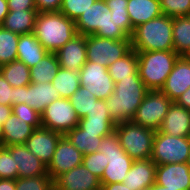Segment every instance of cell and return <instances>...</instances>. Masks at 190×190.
<instances>
[{
    "mask_svg": "<svg viewBox=\"0 0 190 190\" xmlns=\"http://www.w3.org/2000/svg\"><path fill=\"white\" fill-rule=\"evenodd\" d=\"M148 91L139 75L115 83L114 92L105 100L112 120L116 124L131 121Z\"/></svg>",
    "mask_w": 190,
    "mask_h": 190,
    "instance_id": "obj_1",
    "label": "cell"
},
{
    "mask_svg": "<svg viewBox=\"0 0 190 190\" xmlns=\"http://www.w3.org/2000/svg\"><path fill=\"white\" fill-rule=\"evenodd\" d=\"M33 34L48 52L53 53L78 35L75 21L60 11L38 12Z\"/></svg>",
    "mask_w": 190,
    "mask_h": 190,
    "instance_id": "obj_2",
    "label": "cell"
},
{
    "mask_svg": "<svg viewBox=\"0 0 190 190\" xmlns=\"http://www.w3.org/2000/svg\"><path fill=\"white\" fill-rule=\"evenodd\" d=\"M80 35H96L114 40L131 39L111 15L105 0H97L75 21Z\"/></svg>",
    "mask_w": 190,
    "mask_h": 190,
    "instance_id": "obj_3",
    "label": "cell"
},
{
    "mask_svg": "<svg viewBox=\"0 0 190 190\" xmlns=\"http://www.w3.org/2000/svg\"><path fill=\"white\" fill-rule=\"evenodd\" d=\"M173 18L161 15L134 28L131 49L134 51H169L173 45Z\"/></svg>",
    "mask_w": 190,
    "mask_h": 190,
    "instance_id": "obj_4",
    "label": "cell"
},
{
    "mask_svg": "<svg viewBox=\"0 0 190 190\" xmlns=\"http://www.w3.org/2000/svg\"><path fill=\"white\" fill-rule=\"evenodd\" d=\"M138 72L149 91H160L179 55L169 51H137Z\"/></svg>",
    "mask_w": 190,
    "mask_h": 190,
    "instance_id": "obj_5",
    "label": "cell"
},
{
    "mask_svg": "<svg viewBox=\"0 0 190 190\" xmlns=\"http://www.w3.org/2000/svg\"><path fill=\"white\" fill-rule=\"evenodd\" d=\"M121 148L133 160L149 159L152 154L153 139L156 131L131 121L115 126Z\"/></svg>",
    "mask_w": 190,
    "mask_h": 190,
    "instance_id": "obj_6",
    "label": "cell"
},
{
    "mask_svg": "<svg viewBox=\"0 0 190 190\" xmlns=\"http://www.w3.org/2000/svg\"><path fill=\"white\" fill-rule=\"evenodd\" d=\"M98 151L105 153L107 164L100 179L101 184L123 183L134 160L121 148L115 131L102 138Z\"/></svg>",
    "mask_w": 190,
    "mask_h": 190,
    "instance_id": "obj_7",
    "label": "cell"
},
{
    "mask_svg": "<svg viewBox=\"0 0 190 190\" xmlns=\"http://www.w3.org/2000/svg\"><path fill=\"white\" fill-rule=\"evenodd\" d=\"M190 152V137H175L156 131L151 160L156 165L186 163Z\"/></svg>",
    "mask_w": 190,
    "mask_h": 190,
    "instance_id": "obj_8",
    "label": "cell"
},
{
    "mask_svg": "<svg viewBox=\"0 0 190 190\" xmlns=\"http://www.w3.org/2000/svg\"><path fill=\"white\" fill-rule=\"evenodd\" d=\"M131 50V39H108L86 35V59L108 67Z\"/></svg>",
    "mask_w": 190,
    "mask_h": 190,
    "instance_id": "obj_9",
    "label": "cell"
},
{
    "mask_svg": "<svg viewBox=\"0 0 190 190\" xmlns=\"http://www.w3.org/2000/svg\"><path fill=\"white\" fill-rule=\"evenodd\" d=\"M172 103L161 91H148L132 121L158 131Z\"/></svg>",
    "mask_w": 190,
    "mask_h": 190,
    "instance_id": "obj_10",
    "label": "cell"
},
{
    "mask_svg": "<svg viewBox=\"0 0 190 190\" xmlns=\"http://www.w3.org/2000/svg\"><path fill=\"white\" fill-rule=\"evenodd\" d=\"M79 120L71 102L65 98L54 100L41 114L42 127L62 135L75 128Z\"/></svg>",
    "mask_w": 190,
    "mask_h": 190,
    "instance_id": "obj_11",
    "label": "cell"
},
{
    "mask_svg": "<svg viewBox=\"0 0 190 190\" xmlns=\"http://www.w3.org/2000/svg\"><path fill=\"white\" fill-rule=\"evenodd\" d=\"M80 86L86 87L96 98L106 100L113 92L115 83L106 66L87 61L79 70Z\"/></svg>",
    "mask_w": 190,
    "mask_h": 190,
    "instance_id": "obj_12",
    "label": "cell"
},
{
    "mask_svg": "<svg viewBox=\"0 0 190 190\" xmlns=\"http://www.w3.org/2000/svg\"><path fill=\"white\" fill-rule=\"evenodd\" d=\"M83 154L63 135L57 144L52 161L47 166L48 175L54 181L61 174L82 164Z\"/></svg>",
    "mask_w": 190,
    "mask_h": 190,
    "instance_id": "obj_13",
    "label": "cell"
},
{
    "mask_svg": "<svg viewBox=\"0 0 190 190\" xmlns=\"http://www.w3.org/2000/svg\"><path fill=\"white\" fill-rule=\"evenodd\" d=\"M62 136L59 132L40 127L34 130L24 145L48 166L52 161L57 144Z\"/></svg>",
    "mask_w": 190,
    "mask_h": 190,
    "instance_id": "obj_14",
    "label": "cell"
},
{
    "mask_svg": "<svg viewBox=\"0 0 190 190\" xmlns=\"http://www.w3.org/2000/svg\"><path fill=\"white\" fill-rule=\"evenodd\" d=\"M53 184L59 190H101L100 179L83 164L61 174Z\"/></svg>",
    "mask_w": 190,
    "mask_h": 190,
    "instance_id": "obj_15",
    "label": "cell"
},
{
    "mask_svg": "<svg viewBox=\"0 0 190 190\" xmlns=\"http://www.w3.org/2000/svg\"><path fill=\"white\" fill-rule=\"evenodd\" d=\"M189 87L190 59L187 56H179L160 91L175 102Z\"/></svg>",
    "mask_w": 190,
    "mask_h": 190,
    "instance_id": "obj_16",
    "label": "cell"
},
{
    "mask_svg": "<svg viewBox=\"0 0 190 190\" xmlns=\"http://www.w3.org/2000/svg\"><path fill=\"white\" fill-rule=\"evenodd\" d=\"M155 183L167 189L190 190V167L187 162L157 165Z\"/></svg>",
    "mask_w": 190,
    "mask_h": 190,
    "instance_id": "obj_17",
    "label": "cell"
},
{
    "mask_svg": "<svg viewBox=\"0 0 190 190\" xmlns=\"http://www.w3.org/2000/svg\"><path fill=\"white\" fill-rule=\"evenodd\" d=\"M5 148L14 157V162L18 166L19 177L29 178L48 175L46 164L30 152L24 144L6 146Z\"/></svg>",
    "mask_w": 190,
    "mask_h": 190,
    "instance_id": "obj_18",
    "label": "cell"
},
{
    "mask_svg": "<svg viewBox=\"0 0 190 190\" xmlns=\"http://www.w3.org/2000/svg\"><path fill=\"white\" fill-rule=\"evenodd\" d=\"M60 68L75 71L80 70L87 62L86 36L78 34L55 52Z\"/></svg>",
    "mask_w": 190,
    "mask_h": 190,
    "instance_id": "obj_19",
    "label": "cell"
},
{
    "mask_svg": "<svg viewBox=\"0 0 190 190\" xmlns=\"http://www.w3.org/2000/svg\"><path fill=\"white\" fill-rule=\"evenodd\" d=\"M156 166L151 158L134 160L123 183L130 190H148L155 183Z\"/></svg>",
    "mask_w": 190,
    "mask_h": 190,
    "instance_id": "obj_20",
    "label": "cell"
},
{
    "mask_svg": "<svg viewBox=\"0 0 190 190\" xmlns=\"http://www.w3.org/2000/svg\"><path fill=\"white\" fill-rule=\"evenodd\" d=\"M158 131L175 137H190V110L173 102Z\"/></svg>",
    "mask_w": 190,
    "mask_h": 190,
    "instance_id": "obj_21",
    "label": "cell"
},
{
    "mask_svg": "<svg viewBox=\"0 0 190 190\" xmlns=\"http://www.w3.org/2000/svg\"><path fill=\"white\" fill-rule=\"evenodd\" d=\"M60 95L57 88L52 83H30L24 86L25 104L31 106L39 114H42L51 102L59 99Z\"/></svg>",
    "mask_w": 190,
    "mask_h": 190,
    "instance_id": "obj_22",
    "label": "cell"
},
{
    "mask_svg": "<svg viewBox=\"0 0 190 190\" xmlns=\"http://www.w3.org/2000/svg\"><path fill=\"white\" fill-rule=\"evenodd\" d=\"M2 146L25 144L35 128L30 125V120H23L13 113L2 125Z\"/></svg>",
    "mask_w": 190,
    "mask_h": 190,
    "instance_id": "obj_23",
    "label": "cell"
},
{
    "mask_svg": "<svg viewBox=\"0 0 190 190\" xmlns=\"http://www.w3.org/2000/svg\"><path fill=\"white\" fill-rule=\"evenodd\" d=\"M127 11L133 28L162 15L160 0H128Z\"/></svg>",
    "mask_w": 190,
    "mask_h": 190,
    "instance_id": "obj_24",
    "label": "cell"
},
{
    "mask_svg": "<svg viewBox=\"0 0 190 190\" xmlns=\"http://www.w3.org/2000/svg\"><path fill=\"white\" fill-rule=\"evenodd\" d=\"M48 51L42 46L33 33L19 35L17 45V60L29 68L42 60Z\"/></svg>",
    "mask_w": 190,
    "mask_h": 190,
    "instance_id": "obj_25",
    "label": "cell"
},
{
    "mask_svg": "<svg viewBox=\"0 0 190 190\" xmlns=\"http://www.w3.org/2000/svg\"><path fill=\"white\" fill-rule=\"evenodd\" d=\"M37 13V10H9L1 26L19 35L33 33Z\"/></svg>",
    "mask_w": 190,
    "mask_h": 190,
    "instance_id": "obj_26",
    "label": "cell"
},
{
    "mask_svg": "<svg viewBox=\"0 0 190 190\" xmlns=\"http://www.w3.org/2000/svg\"><path fill=\"white\" fill-rule=\"evenodd\" d=\"M111 133H91L81 129L78 125L68 131L65 136L83 155L95 153L103 137Z\"/></svg>",
    "mask_w": 190,
    "mask_h": 190,
    "instance_id": "obj_27",
    "label": "cell"
},
{
    "mask_svg": "<svg viewBox=\"0 0 190 190\" xmlns=\"http://www.w3.org/2000/svg\"><path fill=\"white\" fill-rule=\"evenodd\" d=\"M60 69L59 61L55 53L48 52L40 62L30 68L32 83H50Z\"/></svg>",
    "mask_w": 190,
    "mask_h": 190,
    "instance_id": "obj_28",
    "label": "cell"
},
{
    "mask_svg": "<svg viewBox=\"0 0 190 190\" xmlns=\"http://www.w3.org/2000/svg\"><path fill=\"white\" fill-rule=\"evenodd\" d=\"M107 68L114 83L131 78V75H139L137 51L131 49L125 56L114 61Z\"/></svg>",
    "mask_w": 190,
    "mask_h": 190,
    "instance_id": "obj_29",
    "label": "cell"
},
{
    "mask_svg": "<svg viewBox=\"0 0 190 190\" xmlns=\"http://www.w3.org/2000/svg\"><path fill=\"white\" fill-rule=\"evenodd\" d=\"M173 45L174 51L179 56L190 53V16L173 18Z\"/></svg>",
    "mask_w": 190,
    "mask_h": 190,
    "instance_id": "obj_30",
    "label": "cell"
},
{
    "mask_svg": "<svg viewBox=\"0 0 190 190\" xmlns=\"http://www.w3.org/2000/svg\"><path fill=\"white\" fill-rule=\"evenodd\" d=\"M0 73L14 88L23 87L31 83L30 68L19 60L1 65Z\"/></svg>",
    "mask_w": 190,
    "mask_h": 190,
    "instance_id": "obj_31",
    "label": "cell"
},
{
    "mask_svg": "<svg viewBox=\"0 0 190 190\" xmlns=\"http://www.w3.org/2000/svg\"><path fill=\"white\" fill-rule=\"evenodd\" d=\"M51 83L57 88L60 98L68 99L80 87L79 70L69 71L60 68Z\"/></svg>",
    "mask_w": 190,
    "mask_h": 190,
    "instance_id": "obj_32",
    "label": "cell"
},
{
    "mask_svg": "<svg viewBox=\"0 0 190 190\" xmlns=\"http://www.w3.org/2000/svg\"><path fill=\"white\" fill-rule=\"evenodd\" d=\"M19 34L0 26V66L17 60Z\"/></svg>",
    "mask_w": 190,
    "mask_h": 190,
    "instance_id": "obj_33",
    "label": "cell"
},
{
    "mask_svg": "<svg viewBox=\"0 0 190 190\" xmlns=\"http://www.w3.org/2000/svg\"><path fill=\"white\" fill-rule=\"evenodd\" d=\"M120 28L131 37L134 31L127 11L128 0H105Z\"/></svg>",
    "mask_w": 190,
    "mask_h": 190,
    "instance_id": "obj_34",
    "label": "cell"
},
{
    "mask_svg": "<svg viewBox=\"0 0 190 190\" xmlns=\"http://www.w3.org/2000/svg\"><path fill=\"white\" fill-rule=\"evenodd\" d=\"M93 98H96L86 87L80 86L79 89L68 99L71 102L79 119L84 118L92 107Z\"/></svg>",
    "mask_w": 190,
    "mask_h": 190,
    "instance_id": "obj_35",
    "label": "cell"
},
{
    "mask_svg": "<svg viewBox=\"0 0 190 190\" xmlns=\"http://www.w3.org/2000/svg\"><path fill=\"white\" fill-rule=\"evenodd\" d=\"M54 186L49 175L16 179V190H50Z\"/></svg>",
    "mask_w": 190,
    "mask_h": 190,
    "instance_id": "obj_36",
    "label": "cell"
},
{
    "mask_svg": "<svg viewBox=\"0 0 190 190\" xmlns=\"http://www.w3.org/2000/svg\"><path fill=\"white\" fill-rule=\"evenodd\" d=\"M162 15L172 18L190 16V0H160Z\"/></svg>",
    "mask_w": 190,
    "mask_h": 190,
    "instance_id": "obj_37",
    "label": "cell"
},
{
    "mask_svg": "<svg viewBox=\"0 0 190 190\" xmlns=\"http://www.w3.org/2000/svg\"><path fill=\"white\" fill-rule=\"evenodd\" d=\"M97 0H63L60 12L69 19L76 21Z\"/></svg>",
    "mask_w": 190,
    "mask_h": 190,
    "instance_id": "obj_38",
    "label": "cell"
},
{
    "mask_svg": "<svg viewBox=\"0 0 190 190\" xmlns=\"http://www.w3.org/2000/svg\"><path fill=\"white\" fill-rule=\"evenodd\" d=\"M19 177L18 166L14 162V157L4 147H0V179H13Z\"/></svg>",
    "mask_w": 190,
    "mask_h": 190,
    "instance_id": "obj_39",
    "label": "cell"
},
{
    "mask_svg": "<svg viewBox=\"0 0 190 190\" xmlns=\"http://www.w3.org/2000/svg\"><path fill=\"white\" fill-rule=\"evenodd\" d=\"M82 164L95 176L101 179L104 169L106 168L105 153L99 151L83 155Z\"/></svg>",
    "mask_w": 190,
    "mask_h": 190,
    "instance_id": "obj_40",
    "label": "cell"
},
{
    "mask_svg": "<svg viewBox=\"0 0 190 190\" xmlns=\"http://www.w3.org/2000/svg\"><path fill=\"white\" fill-rule=\"evenodd\" d=\"M80 120H90L96 122H114L108 113L105 100L93 98L92 107L87 115Z\"/></svg>",
    "mask_w": 190,
    "mask_h": 190,
    "instance_id": "obj_41",
    "label": "cell"
},
{
    "mask_svg": "<svg viewBox=\"0 0 190 190\" xmlns=\"http://www.w3.org/2000/svg\"><path fill=\"white\" fill-rule=\"evenodd\" d=\"M12 113L23 120H30V125L35 129L42 127L41 114L25 103L13 105Z\"/></svg>",
    "mask_w": 190,
    "mask_h": 190,
    "instance_id": "obj_42",
    "label": "cell"
},
{
    "mask_svg": "<svg viewBox=\"0 0 190 190\" xmlns=\"http://www.w3.org/2000/svg\"><path fill=\"white\" fill-rule=\"evenodd\" d=\"M117 124L115 122H96L90 120H79L78 126L86 132L112 133Z\"/></svg>",
    "mask_w": 190,
    "mask_h": 190,
    "instance_id": "obj_43",
    "label": "cell"
},
{
    "mask_svg": "<svg viewBox=\"0 0 190 190\" xmlns=\"http://www.w3.org/2000/svg\"><path fill=\"white\" fill-rule=\"evenodd\" d=\"M14 87L0 73V104L13 106Z\"/></svg>",
    "mask_w": 190,
    "mask_h": 190,
    "instance_id": "obj_44",
    "label": "cell"
},
{
    "mask_svg": "<svg viewBox=\"0 0 190 190\" xmlns=\"http://www.w3.org/2000/svg\"><path fill=\"white\" fill-rule=\"evenodd\" d=\"M63 0H35L37 12L59 11Z\"/></svg>",
    "mask_w": 190,
    "mask_h": 190,
    "instance_id": "obj_45",
    "label": "cell"
},
{
    "mask_svg": "<svg viewBox=\"0 0 190 190\" xmlns=\"http://www.w3.org/2000/svg\"><path fill=\"white\" fill-rule=\"evenodd\" d=\"M7 4L9 10H37L35 0H7Z\"/></svg>",
    "mask_w": 190,
    "mask_h": 190,
    "instance_id": "obj_46",
    "label": "cell"
},
{
    "mask_svg": "<svg viewBox=\"0 0 190 190\" xmlns=\"http://www.w3.org/2000/svg\"><path fill=\"white\" fill-rule=\"evenodd\" d=\"M175 103L190 110V87L176 99Z\"/></svg>",
    "mask_w": 190,
    "mask_h": 190,
    "instance_id": "obj_47",
    "label": "cell"
},
{
    "mask_svg": "<svg viewBox=\"0 0 190 190\" xmlns=\"http://www.w3.org/2000/svg\"><path fill=\"white\" fill-rule=\"evenodd\" d=\"M25 103L24 100V86L14 88L13 105Z\"/></svg>",
    "mask_w": 190,
    "mask_h": 190,
    "instance_id": "obj_48",
    "label": "cell"
},
{
    "mask_svg": "<svg viewBox=\"0 0 190 190\" xmlns=\"http://www.w3.org/2000/svg\"><path fill=\"white\" fill-rule=\"evenodd\" d=\"M101 190H130L124 183L101 184Z\"/></svg>",
    "mask_w": 190,
    "mask_h": 190,
    "instance_id": "obj_49",
    "label": "cell"
},
{
    "mask_svg": "<svg viewBox=\"0 0 190 190\" xmlns=\"http://www.w3.org/2000/svg\"><path fill=\"white\" fill-rule=\"evenodd\" d=\"M0 190H16V180L0 179Z\"/></svg>",
    "mask_w": 190,
    "mask_h": 190,
    "instance_id": "obj_50",
    "label": "cell"
},
{
    "mask_svg": "<svg viewBox=\"0 0 190 190\" xmlns=\"http://www.w3.org/2000/svg\"><path fill=\"white\" fill-rule=\"evenodd\" d=\"M12 113V106L0 104V119H4V122L9 118Z\"/></svg>",
    "mask_w": 190,
    "mask_h": 190,
    "instance_id": "obj_51",
    "label": "cell"
},
{
    "mask_svg": "<svg viewBox=\"0 0 190 190\" xmlns=\"http://www.w3.org/2000/svg\"><path fill=\"white\" fill-rule=\"evenodd\" d=\"M9 13L7 0H0V26L2 25L4 18Z\"/></svg>",
    "mask_w": 190,
    "mask_h": 190,
    "instance_id": "obj_52",
    "label": "cell"
},
{
    "mask_svg": "<svg viewBox=\"0 0 190 190\" xmlns=\"http://www.w3.org/2000/svg\"><path fill=\"white\" fill-rule=\"evenodd\" d=\"M148 190H177V189H167V187L154 183Z\"/></svg>",
    "mask_w": 190,
    "mask_h": 190,
    "instance_id": "obj_53",
    "label": "cell"
},
{
    "mask_svg": "<svg viewBox=\"0 0 190 190\" xmlns=\"http://www.w3.org/2000/svg\"><path fill=\"white\" fill-rule=\"evenodd\" d=\"M4 123V119H0V147L2 146V136H3V130L2 125Z\"/></svg>",
    "mask_w": 190,
    "mask_h": 190,
    "instance_id": "obj_54",
    "label": "cell"
},
{
    "mask_svg": "<svg viewBox=\"0 0 190 190\" xmlns=\"http://www.w3.org/2000/svg\"><path fill=\"white\" fill-rule=\"evenodd\" d=\"M187 164L190 167V152H189V155H188Z\"/></svg>",
    "mask_w": 190,
    "mask_h": 190,
    "instance_id": "obj_55",
    "label": "cell"
},
{
    "mask_svg": "<svg viewBox=\"0 0 190 190\" xmlns=\"http://www.w3.org/2000/svg\"><path fill=\"white\" fill-rule=\"evenodd\" d=\"M50 190H59L55 186H53Z\"/></svg>",
    "mask_w": 190,
    "mask_h": 190,
    "instance_id": "obj_56",
    "label": "cell"
}]
</instances>
